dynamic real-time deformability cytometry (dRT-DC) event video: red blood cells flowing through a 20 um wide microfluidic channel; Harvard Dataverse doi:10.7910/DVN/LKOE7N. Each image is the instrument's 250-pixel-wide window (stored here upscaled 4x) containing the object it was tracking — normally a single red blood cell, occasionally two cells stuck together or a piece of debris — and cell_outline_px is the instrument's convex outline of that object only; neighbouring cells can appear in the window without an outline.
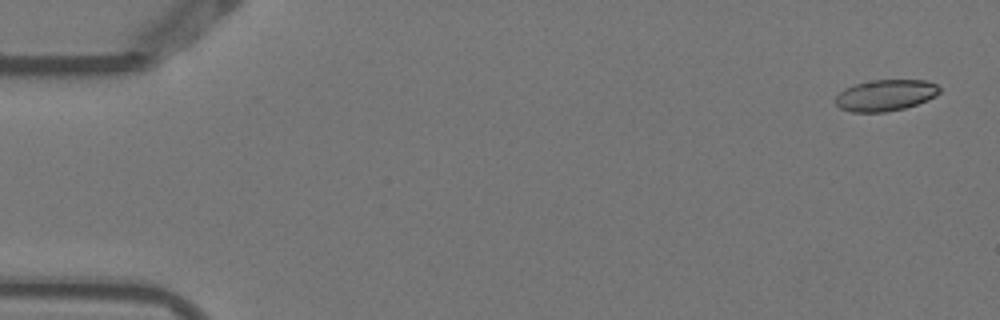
{"species": "Egyptian fruit bat (a non-hibernating species)", "species_latin": "Rousettus aegyptiacus", "temperature_condition": "warm", "stored_images_in_passage": 4, "camera_frame_rate_fps": 3000, "um_per_image_px": 0.085, "animal": {"sex": "female"}, "frame": {"image": 1, "passage_image": 1, "time_ms": 0.0, "image_size_px": [1000, 320], "cell_outline_px": [[940, 92], [936, 96], [928, 100], [904, 108], [884, 112], [852, 112], [840, 108], [836, 104], [836, 96], [844, 88], [856, 84], [872, 80], [928, 80], [936, 84], [940, 88]], "centroid_in_image_um": [75.28, 8.09], "position_along_channel_um": 9.7, "area_um2": 18.96}}
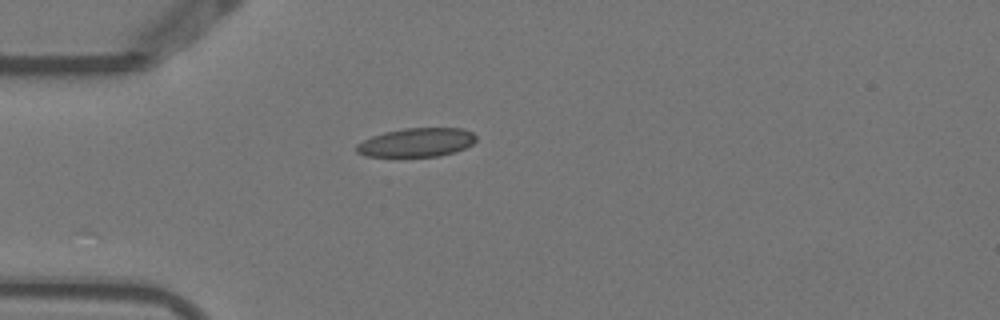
{"frame": {"image": 2, "passage_image": 4, "time_ms": 1.0, "image_size_px": [1000, 320], "cell_outline_px": [[476, 140], [472, 144], [456, 152], [440, 156], [364, 156], [356, 152], [356, 144], [372, 136], [384, 132], [404, 128], [464, 128], [472, 132], [476, 136]], "centroid_in_image_um": [35.42, 12.1], "position_along_channel_um": 49.6, "area_um2": 20.11}}